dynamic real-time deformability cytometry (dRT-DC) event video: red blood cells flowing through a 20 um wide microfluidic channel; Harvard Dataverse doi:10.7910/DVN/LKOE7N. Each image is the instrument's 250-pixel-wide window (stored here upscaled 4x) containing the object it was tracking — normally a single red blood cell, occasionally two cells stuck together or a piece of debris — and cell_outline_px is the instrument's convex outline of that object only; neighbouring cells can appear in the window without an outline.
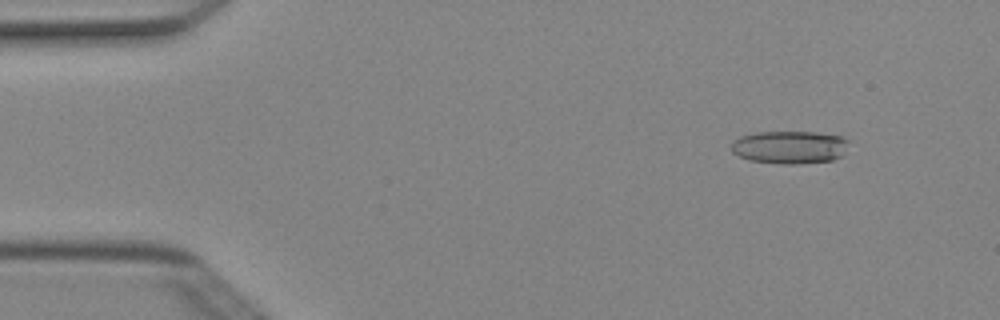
{"species": "Egyptian fruit bat (a non-hibernating species)", "species_latin": "Rousettus aegyptiacus", "temperature_condition": "cold", "stored_images_in_passage": 5, "camera_frame_rate_fps": 3000, "um_per_image_px": 0.085, "animal": {"sex": "female"}, "frame": {"image": 1, "passage_image": 2, "time_ms": 0.333, "image_size_px": [1000, 320], "cell_outline_px": [[852, 140], [844, 152], [840, 156], [832, 160], [796, 164], [780, 164], [748, 160], [732, 152], [732, 140], [740, 136], [756, 132], [816, 132], [840, 136]], "centroid_in_image_um": [67.13, 12.5], "position_along_channel_um": 17.9, "area_um2": 22.72}}